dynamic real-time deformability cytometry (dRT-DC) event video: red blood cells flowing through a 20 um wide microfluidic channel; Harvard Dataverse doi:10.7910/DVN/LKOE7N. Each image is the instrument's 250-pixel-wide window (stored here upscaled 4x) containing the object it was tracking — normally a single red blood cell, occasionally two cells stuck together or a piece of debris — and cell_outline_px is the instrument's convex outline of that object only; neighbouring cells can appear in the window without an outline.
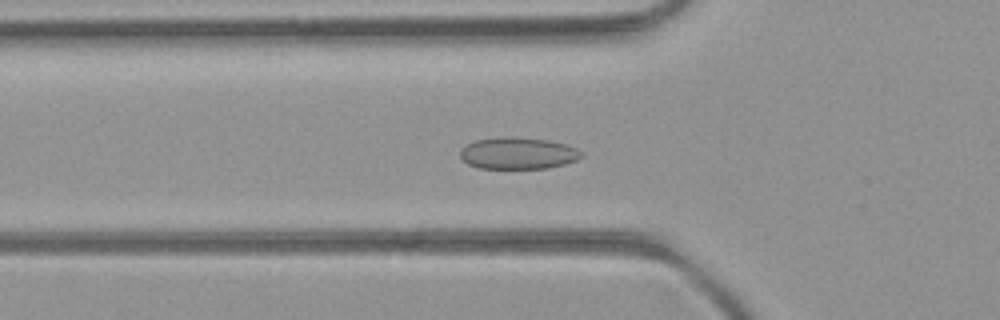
{"species": "common noctule bat (a hibernating species)", "species_latin": "Nyctalus noctula", "temperature_condition": "room temperature", "stored_images_in_passage": 53, "camera_frame_rate_fps": 3000, "um_per_image_px": 0.085, "animal": {"sex": "female", "body_mass_g": 21.9}, "frame": {"image": 1, "passage_image": 18, "time_ms": 5.667, "image_size_px": [1000, 320], "cell_outline_px": [[584, 152], [576, 160], [564, 164], [548, 168], [480, 168], [468, 164], [460, 156], [460, 152], [468, 144], [476, 140], [512, 136], [548, 140], [568, 144]], "centroid_in_image_um": [44.07, 13.02], "position_along_channel_um": 81.7, "area_um2": 22.25}}
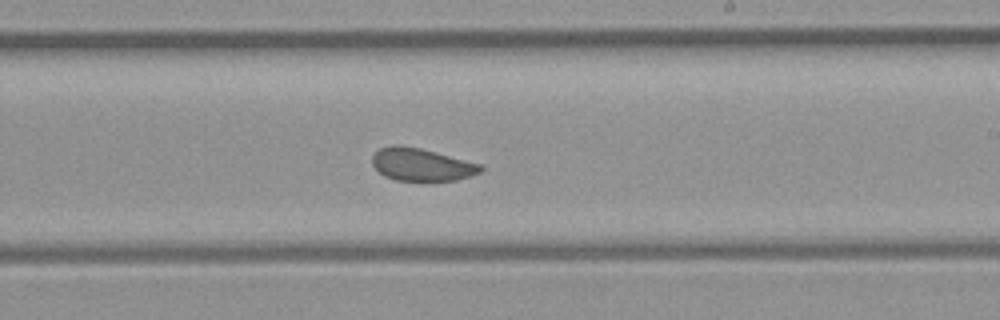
{"frame": {"image": 2, "passage_image": 31, "time_ms": 10.0, "image_size_px": [1000, 320], "cell_outline_px": [[484, 168], [480, 172], [456, 180], [396, 180], [384, 176], [372, 164], [372, 156], [380, 148], [392, 144], [420, 148], [480, 164]], "centroid_in_image_um": [35.79, 13.98], "position_along_channel_um": 253.2, "area_um2": 20.23}}
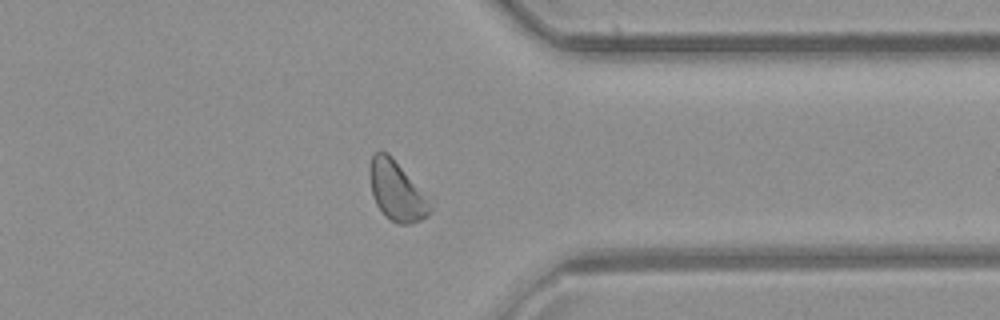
{"frame": {"image": 3, "passage_image": 41, "time_ms": 13.333, "image_size_px": [1000, 320], "cell_outline_px": [[436, 196], [432, 212], [428, 216], [412, 224], [396, 224], [384, 216], [376, 204], [372, 192], [368, 176], [368, 168], [372, 156], [376, 152], [388, 152]], "centroid_in_image_um": [33.87, 16.22], "position_along_channel_um": 377.5, "area_um2": 23.0}, "authors_computed_cell_mechanics": {"area_um2": 22.253, "velocity_mm_per_s": 3.9381, "shape_relaxation_time_tau1_ms": 5.9867, "shape_relaxation_time_tau2_ms": 1.2518, "deformation_change_tau1": 0.0697, "deformation_change_tau2": 0.0602}}